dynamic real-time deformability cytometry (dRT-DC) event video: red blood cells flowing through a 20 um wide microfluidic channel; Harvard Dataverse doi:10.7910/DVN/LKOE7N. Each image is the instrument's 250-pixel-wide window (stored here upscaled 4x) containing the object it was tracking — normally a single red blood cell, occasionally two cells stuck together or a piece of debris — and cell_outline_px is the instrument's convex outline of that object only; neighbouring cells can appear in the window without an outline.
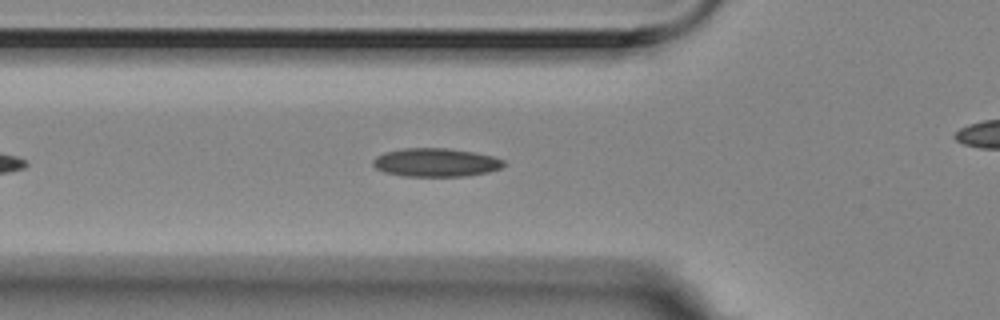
{"species": "Egyptian fruit bat (a non-hibernating species)", "species_latin": "Rousettus aegyptiacus", "temperature_condition": "room temperature", "stored_images_in_passage": 40, "camera_frame_rate_fps": 3000, "um_per_image_px": 0.085, "animal": {"sex": "female"}, "frame": {"image": 1, "passage_image": 8, "time_ms": 2.333, "image_size_px": [1000, 320], "cell_outline_px": [[508, 164], [500, 168], [488, 172], [464, 176], [404, 176], [384, 172], [376, 168], [372, 164], [372, 160], [376, 156], [384, 152], [404, 148], [448, 148], [472, 152], [492, 156], [504, 160]], "centroid_in_image_um": [37.03, 13.81], "position_along_channel_um": 88.8, "area_um2": 21.73}}
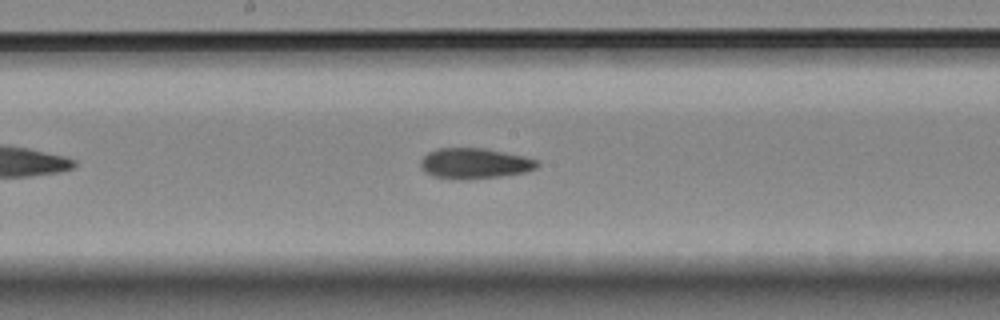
{"frame": {"image": 2, "passage_image": 18, "time_ms": 5.667, "image_size_px": [1000, 320], "cell_outline_px": [[540, 164], [536, 168], [524, 172], [500, 176], [460, 180], [456, 180], [432, 176], [424, 172], [420, 168], [420, 160], [428, 152], [436, 148], [484, 148], [524, 156], [536, 160]], "centroid_in_image_um": [40.28, 13.89], "position_along_channel_um": 207.9, "area_um2": 20.87}}
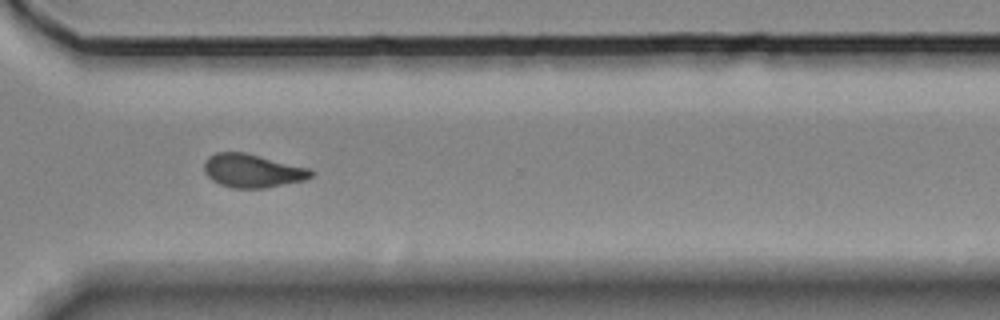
{"frame": {"image": 3, "passage_image": 30, "time_ms": 9.667, "image_size_px": [1000, 320], "cell_outline_px": [[316, 172], [312, 176], [304, 180], [264, 188], [232, 188], [220, 184], [212, 180], [204, 172], [204, 164], [208, 156], [216, 152], [244, 152], [308, 168]], "centroid_in_image_um": [21.44, 14.51], "position_along_channel_um": 349.2, "area_um2": 20.69}, "authors_computed_cell_mechanics": {"area_um2": 20.5479, "velocity_mm_per_s": 3.5413, "shape_relaxation_time_tau1_ms": null, "shape_relaxation_time_tau2_ms": 4.0913, "deformation_change_tau1": null, "deformation_change_tau2": 0.092}}